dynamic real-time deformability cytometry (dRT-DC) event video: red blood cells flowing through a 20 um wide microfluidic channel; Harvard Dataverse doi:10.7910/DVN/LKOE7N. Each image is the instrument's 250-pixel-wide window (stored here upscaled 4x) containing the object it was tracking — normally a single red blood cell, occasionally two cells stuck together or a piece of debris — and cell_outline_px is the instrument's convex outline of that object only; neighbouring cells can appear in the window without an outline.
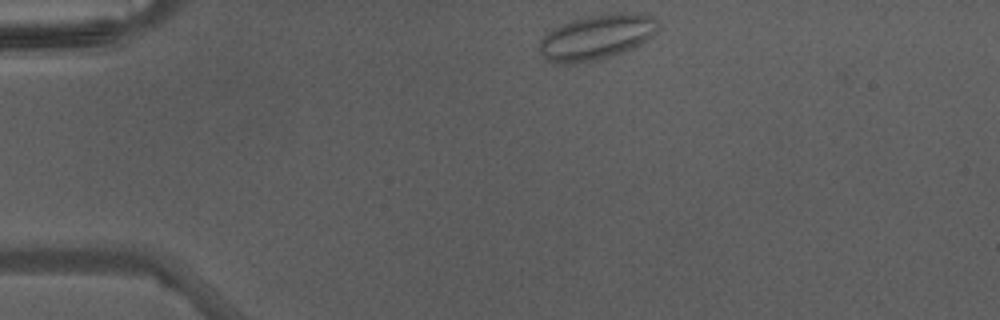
{"species": "Egyptian fruit bat (a non-hibernating species)", "species_latin": "Rousettus aegyptiacus", "temperature_condition": "warm", "stored_images_in_passage": 37, "camera_frame_rate_fps": 3000, "um_per_image_px": 0.085, "animal": {"sex": "male"}, "frame": {"image": 1, "passage_image": 1, "time_ms": 0.0, "image_size_px": [1000, 320], "cell_outline_px": [[660, 28], [648, 40], [632, 48], [596, 60], [572, 64], [552, 64], [540, 52], [540, 40], [544, 32], [560, 24], [572, 20], [588, 16], [616, 12], [640, 12], [652, 16], [660, 20]], "centroid_in_image_um": [50.73, 3.13], "position_along_channel_um": 34.3, "area_um2": 31.67}}
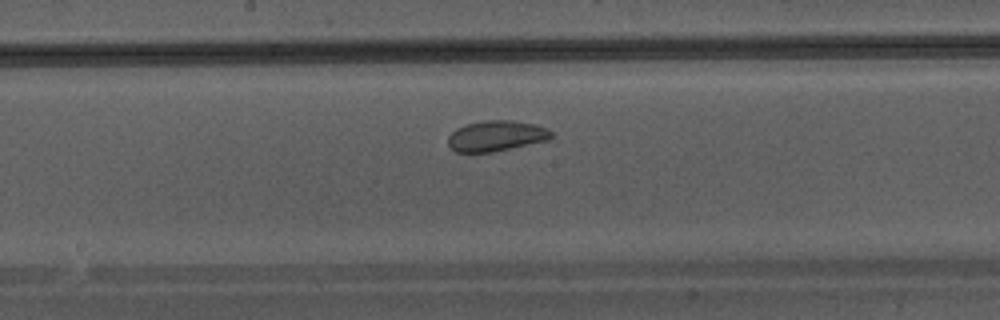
{"frame": {"image": 2, "passage_image": 16, "time_ms": 5.0, "image_size_px": [1000, 320], "cell_outline_px": [[552, 136], [548, 140], [492, 152], [456, 152], [448, 144], [448, 136], [456, 128], [468, 124], [484, 120], [512, 120], [536, 124], [548, 128], [552, 132]], "centroid_in_image_um": [42.19, 11.54], "position_along_channel_um": 206.0, "area_um2": 18.38}}
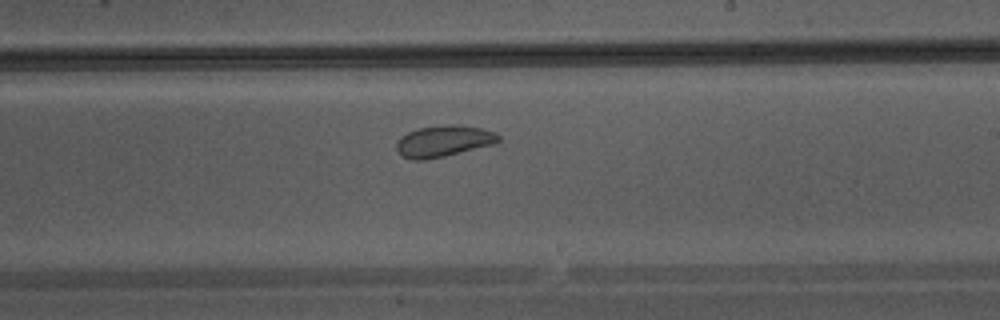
{"frame": {"image": 3, "passage_image": 19, "time_ms": 6.0, "image_size_px": [1000, 320], "cell_outline_px": [[500, 140], [492, 144], [444, 156], [424, 160], [412, 160], [400, 156], [396, 148], [396, 140], [400, 136], [408, 132], [420, 128], [448, 124], [460, 124], [480, 128], [496, 132], [500, 136]], "centroid_in_image_um": [37.66, 11.99], "position_along_channel_um": 251.3, "area_um2": 18.67}}